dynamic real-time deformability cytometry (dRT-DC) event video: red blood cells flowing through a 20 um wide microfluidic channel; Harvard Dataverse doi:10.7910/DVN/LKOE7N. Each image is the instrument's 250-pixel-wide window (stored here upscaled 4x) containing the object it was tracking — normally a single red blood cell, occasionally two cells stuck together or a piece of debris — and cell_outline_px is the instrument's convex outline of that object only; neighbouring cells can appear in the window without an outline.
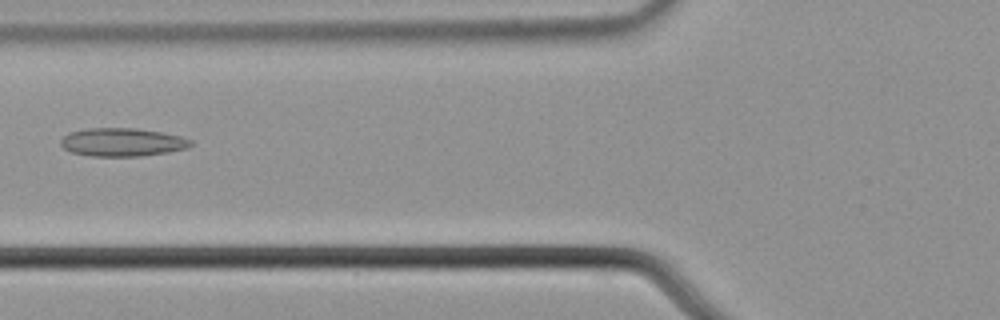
{"species": "common noctule bat (a hibernating species)", "species_latin": "Nyctalus noctula", "temperature_condition": "cold", "stored_images_in_passage": 35, "camera_frame_rate_fps": 3000, "um_per_image_px": 0.085, "animal": {"sex": "male", "body_mass_g": 21.5, "forearm_length_mm": 52.0}, "frame": {"image": 1, "passage_image": 2, "time_ms": 0.333, "image_size_px": [1000, 320], "cell_outline_px": [[192, 144], [188, 148], [168, 152], [140, 156], [92, 156], [72, 152], [64, 148], [60, 144], [60, 140], [68, 132], [88, 128], [136, 128], [160, 132], [180, 136], [192, 140]], "centroid_in_image_um": [10.38, 12.08], "position_along_channel_um": 115.4, "area_um2": 21.39}}
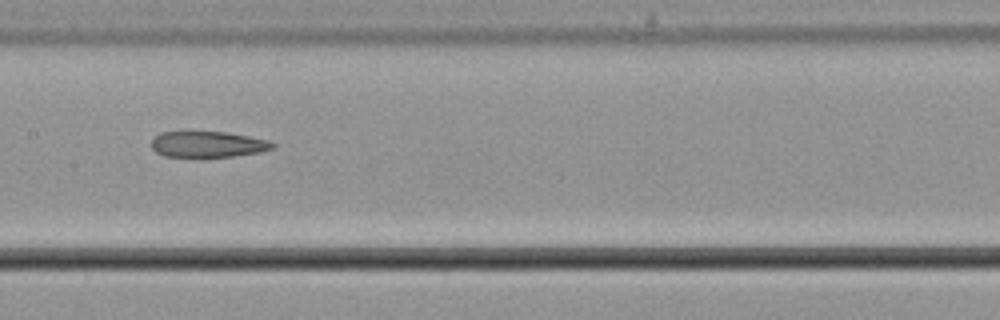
{"frame": {"image": 2, "passage_image": 8, "time_ms": 2.333, "image_size_px": [1000, 320], "cell_outline_px": [[276, 144], [272, 148], [260, 152], [232, 156], [164, 156], [156, 152], [152, 148], [152, 140], [160, 132], [188, 128], [228, 132], [268, 140]], "centroid_in_image_um": [17.6, 12.2], "position_along_channel_um": 189.8, "area_um2": 19.02}}
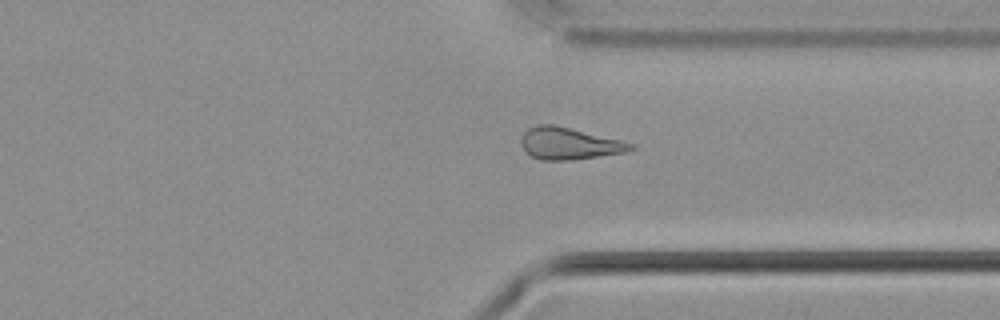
{"frame": {"image": 3, "passage_image": 22, "time_ms": 7.0, "image_size_px": [1000, 320], "cell_outline_px": [[636, 148], [624, 152], [572, 160], [540, 160], [532, 156], [520, 144], [520, 136], [528, 128], [536, 124], [552, 124], [620, 140], [636, 144]], "centroid_in_image_um": [48.34, 12.19], "position_along_channel_um": 363.1, "area_um2": 20.23}}